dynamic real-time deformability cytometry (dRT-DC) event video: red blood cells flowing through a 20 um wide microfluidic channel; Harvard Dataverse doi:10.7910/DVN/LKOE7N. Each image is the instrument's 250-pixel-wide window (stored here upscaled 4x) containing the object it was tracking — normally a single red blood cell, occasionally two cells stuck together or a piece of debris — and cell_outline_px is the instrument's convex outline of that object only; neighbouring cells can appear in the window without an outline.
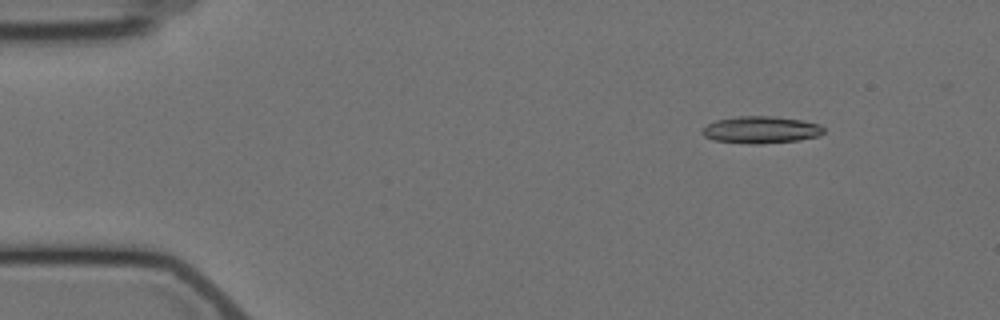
{"species": "Egyptian fruit bat (a non-hibernating species)", "species_latin": "Rousettus aegyptiacus", "temperature_condition": "cold", "stored_images_in_passage": 6, "segment_of_instrument_passage": [1, 2], "camera_frame_rate_fps": 3000, "um_per_image_px": 0.085, "animal": {"sex": "female"}, "frame": {"image": 1, "passage_image": 2, "time_ms": 2.0, "image_size_px": [1000, 320], "cell_outline_px": [[824, 132], [820, 136], [800, 140], [760, 144], [752, 144], [716, 140], [704, 136], [700, 132], [708, 124], [716, 120], [736, 116], [776, 116], [804, 120], [820, 124], [824, 128]], "centroid_in_image_um": [64.73, 11.02], "position_along_channel_um": 20.3, "area_um2": 19.31}}